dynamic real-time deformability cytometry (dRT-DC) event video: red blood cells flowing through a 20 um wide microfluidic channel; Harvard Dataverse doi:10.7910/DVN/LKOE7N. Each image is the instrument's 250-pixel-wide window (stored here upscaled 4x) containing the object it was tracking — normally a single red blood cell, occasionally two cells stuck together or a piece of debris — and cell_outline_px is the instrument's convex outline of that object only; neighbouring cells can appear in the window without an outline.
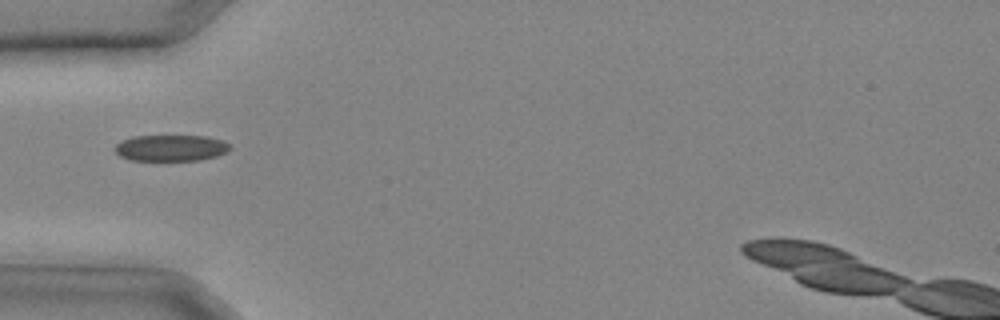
{"species": "common noctule bat (a hibernating species)", "species_latin": "Nyctalus noctula", "temperature_condition": "cold", "stored_images_in_passage": 27, "camera_frame_rate_fps": 3000, "um_per_image_px": 0.085, "animal": {"sex": "male", "body_mass_g": 20.4}, "frame": {"image": 1, "passage_image": 7, "time_ms": 2.0, "image_size_px": [1000, 320], "cell_outline_px": [[232, 148], [228, 152], [216, 156], [200, 160], [128, 160], [120, 156], [116, 152], [116, 144], [132, 136], [204, 136], [224, 140]], "centroid_in_image_um": [14.56, 12.58], "position_along_channel_um": 70.4, "area_um2": 17.57}}
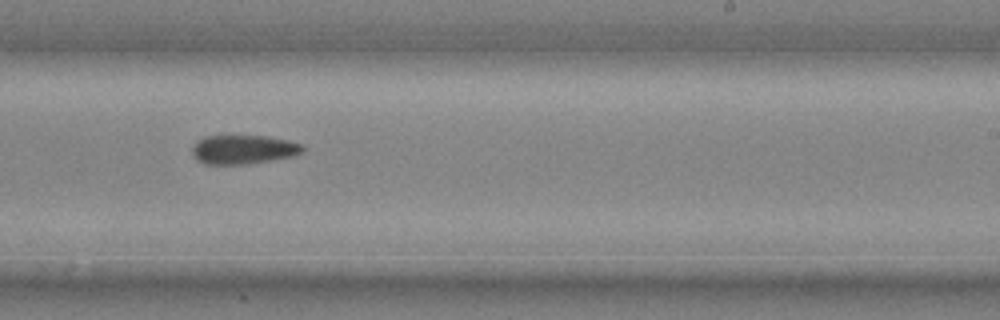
{"frame": {"image": 2, "passage_image": 17, "time_ms": 5.333, "image_size_px": [1000, 320], "cell_outline_px": [[304, 148], [300, 152], [292, 156], [244, 164], [204, 164], [196, 160], [192, 152], [192, 148], [196, 140], [204, 136], [264, 136], [288, 140], [300, 144]], "centroid_in_image_um": [20.6, 12.7], "position_along_channel_um": 268.4, "area_um2": 18.44}}
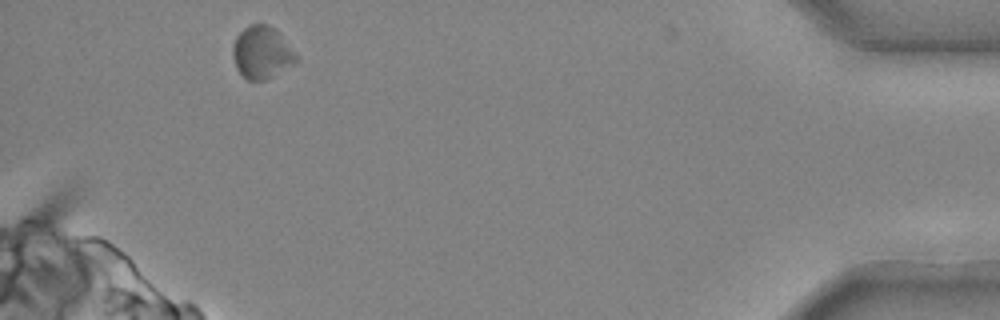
{"frame": {"image": 3, "passage_image": 27, "time_ms": 8.667, "image_size_px": [1000, 320], "cell_outline_px": [[300, 60], [264, 80], [248, 80], [236, 68], [232, 56], [232, 44], [236, 36], [248, 24], [268, 24], [300, 56]], "centroid_in_image_um": [22.23, 4.46], "position_along_channel_um": 413.0, "area_um2": 19.19}}